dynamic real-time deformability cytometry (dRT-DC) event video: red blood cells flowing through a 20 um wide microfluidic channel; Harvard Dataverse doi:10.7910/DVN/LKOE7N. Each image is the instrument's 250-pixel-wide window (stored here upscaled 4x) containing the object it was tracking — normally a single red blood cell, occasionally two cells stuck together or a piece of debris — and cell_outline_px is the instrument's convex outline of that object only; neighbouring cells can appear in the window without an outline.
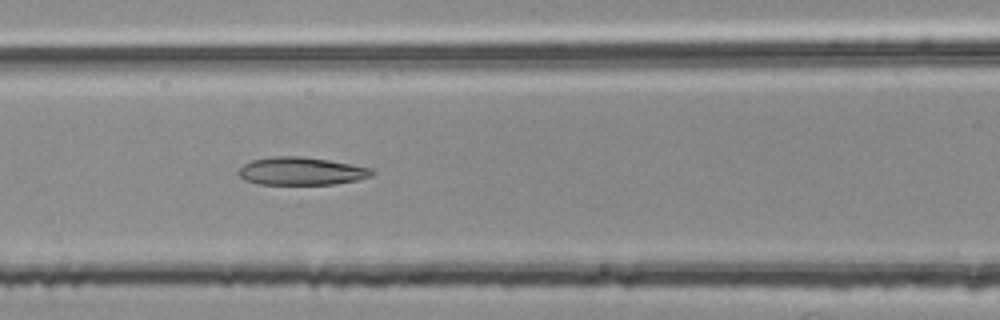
{"species": "common noctule bat (a hibernating species)", "species_latin": "Nyctalus noctula", "temperature_condition": "room temperature", "stored_images_in_passage": 45, "camera_frame_rate_fps": 3000, "um_per_image_px": 0.085, "animal": {"sex": "female", "body_mass_g": 25.1}, "frame": {"image": 1, "passage_image": 13, "time_ms": 4.0, "image_size_px": [1000, 320], "cell_outline_px": [[376, 172], [372, 176], [356, 180], [336, 184], [260, 184], [244, 180], [236, 172], [244, 164], [252, 160], [272, 156], [304, 156], [352, 164], [372, 168]], "centroid_in_image_um": [25.62, 14.54], "position_along_channel_um": 141.0, "area_um2": 21.79}}
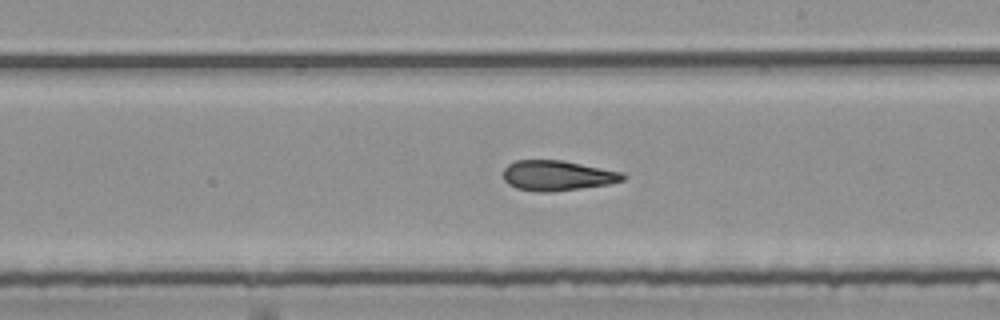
{"frame": {"image": 2, "passage_image": 21, "time_ms": 6.667, "image_size_px": [1000, 320], "cell_outline_px": [[628, 176], [624, 180], [608, 184], [552, 192], [540, 192], [516, 188], [508, 184], [504, 180], [504, 168], [508, 164], [516, 160], [560, 160], [624, 172]], "centroid_in_image_um": [47.39, 14.92], "position_along_channel_um": 241.6, "area_um2": 21.04}}
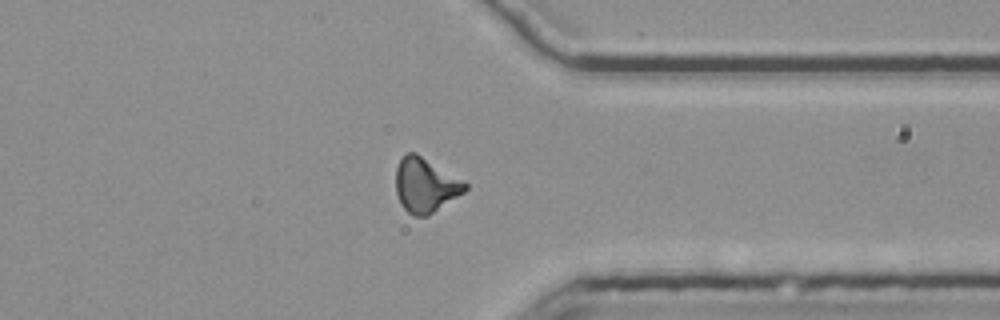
{"frame": {"image": 3, "passage_image": 32, "time_ms": 10.333, "image_size_px": [1000, 320], "cell_outline_px": [[468, 188], [464, 192], [428, 216], [412, 216], [400, 204], [396, 192], [396, 168], [400, 160], [408, 152], [416, 152], [464, 180], [468, 184]], "centroid_in_image_um": [36.16, 15.74], "position_along_channel_um": 375.2, "area_um2": 22.08}, "authors_computed_cell_mechanics": {"area_um2": 21.2704, "velocity_mm_per_s": 3.7907, "shape_relaxation_time_tau1_ms": null, "shape_relaxation_time_tau2_ms": 3.2318, "deformation_change_tau1": null, "deformation_change_tau2": 0.1283}}